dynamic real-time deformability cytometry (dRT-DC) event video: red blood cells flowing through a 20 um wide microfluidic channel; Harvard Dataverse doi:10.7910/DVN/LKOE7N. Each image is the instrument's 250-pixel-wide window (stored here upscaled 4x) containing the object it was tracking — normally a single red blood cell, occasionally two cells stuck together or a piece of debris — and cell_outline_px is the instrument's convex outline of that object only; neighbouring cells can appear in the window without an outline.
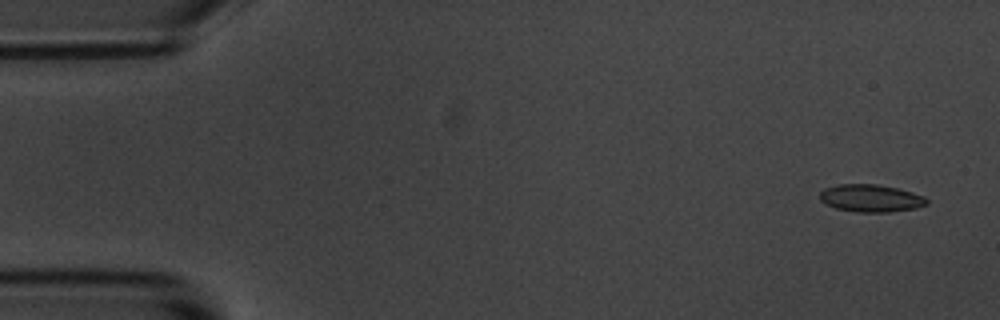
{"species": "common noctule bat (a hibernating species)", "species_latin": "Nyctalus noctula", "temperature_condition": "room temperature", "stored_images_in_passage": 10, "camera_frame_rate_fps": 3000, "um_per_image_px": 0.085, "animal": {"sex": "male", "body_mass_g": 20.1, "forearm_length_mm": 53.5}, "frame": {"image": 1, "passage_image": 1, "time_ms": 0.0, "image_size_px": [1000, 320], "cell_outline_px": [[928, 204], [916, 208], [888, 212], [856, 212], [836, 208], [824, 204], [820, 200], [820, 192], [824, 188], [840, 184], [876, 184], [896, 188], [912, 192], [924, 196], [928, 200]], "centroid_in_image_um": [74.01, 16.85], "position_along_channel_um": 11.0, "area_um2": 17.17}}
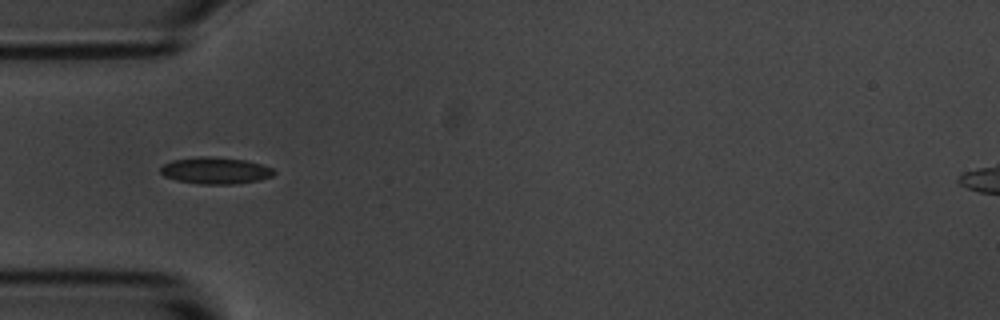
{"frame": {"image": 2, "passage_image": 5, "time_ms": 4.667, "image_size_px": [1000, 320], "cell_outline_px": [[276, 172], [272, 176], [260, 180], [232, 184], [200, 184], [176, 180], [164, 176], [160, 172], [160, 168], [164, 164], [172, 160], [196, 156], [208, 156], [248, 160], [272, 168]], "centroid_in_image_um": [18.3, 14.49], "position_along_channel_um": 66.7, "area_um2": 17.74}}
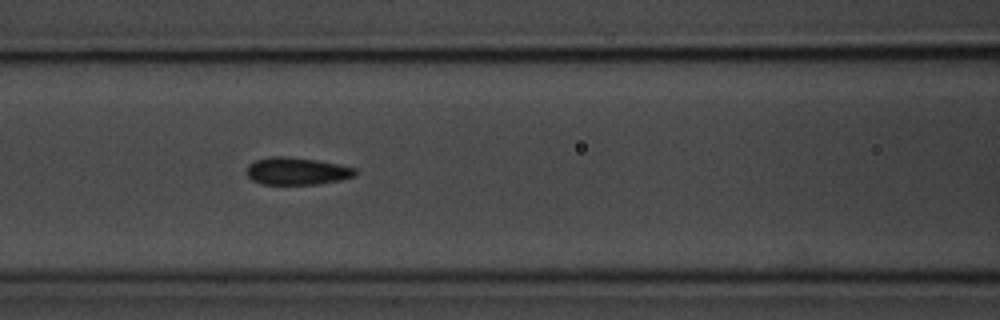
{"frame": {"image": 3, "passage_image": 7, "time_ms": 6.667, "image_size_px": [1000, 320], "cell_outline_px": [[356, 176], [340, 180], [316, 184], [264, 184], [252, 180], [244, 172], [248, 164], [256, 160], [272, 156], [284, 156], [316, 160], [356, 168]], "centroid_in_image_um": [25.2, 14.54], "position_along_channel_um": 141.4, "area_um2": 17.28}}